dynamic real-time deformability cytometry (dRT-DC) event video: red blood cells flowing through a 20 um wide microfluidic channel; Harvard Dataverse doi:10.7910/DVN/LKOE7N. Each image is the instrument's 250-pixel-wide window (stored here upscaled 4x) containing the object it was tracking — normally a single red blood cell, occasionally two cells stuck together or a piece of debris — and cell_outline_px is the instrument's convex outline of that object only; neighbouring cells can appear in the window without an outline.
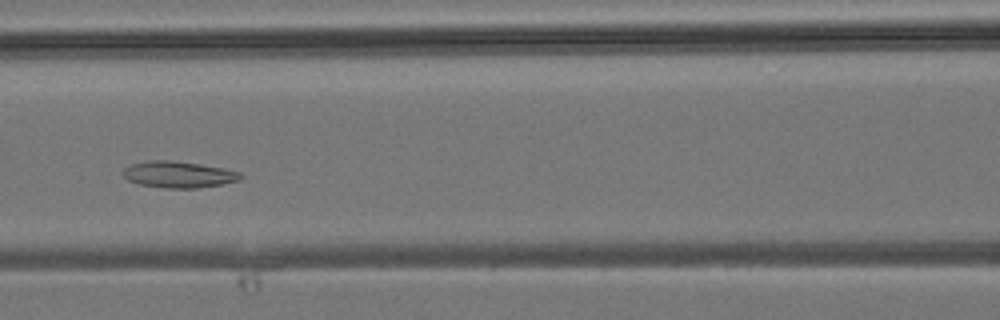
{"species": "common noctule bat (a hibernating species)", "species_latin": "Nyctalus noctula", "temperature_condition": "room temperature", "stored_images_in_passage": 31, "camera_frame_rate_fps": 3000, "um_per_image_px": 0.085, "animal": {"sex": "male", "body_mass_g": 19.2, "forearm_length_mm": 51.8}, "frame": {"image": 1, "passage_image": 7, "time_ms": 2.0, "image_size_px": [1000, 320], "cell_outline_px": [[244, 176], [240, 180], [200, 188], [164, 188], [140, 184], [128, 180], [120, 172], [124, 168], [132, 164], [148, 160], [172, 160], [224, 168], [240, 172]], "centroid_in_image_um": [15.17, 14.83], "position_along_channel_um": 151.4, "area_um2": 18.15}}
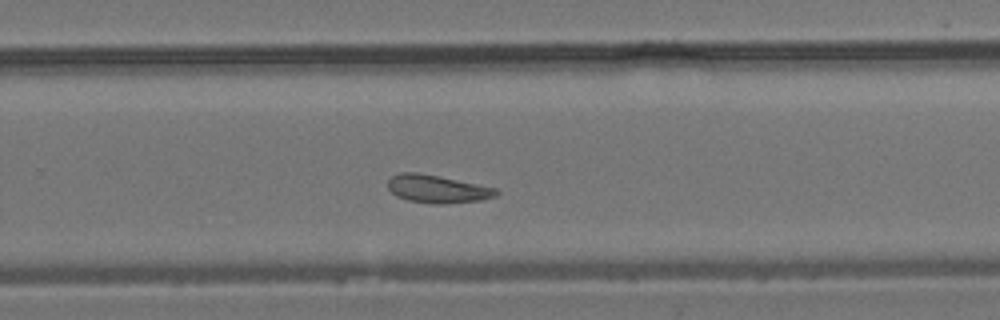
{"frame": {"image": 2, "passage_image": 16, "time_ms": 5.0, "image_size_px": [1000, 320], "cell_outline_px": [[500, 192], [496, 196], [480, 200], [440, 204], [432, 204], [408, 200], [396, 196], [388, 188], [388, 180], [392, 176], [400, 172], [416, 172], [440, 176], [496, 188]], "centroid_in_image_um": [37.16, 16.06], "position_along_channel_um": 292.6, "area_um2": 17.57}}
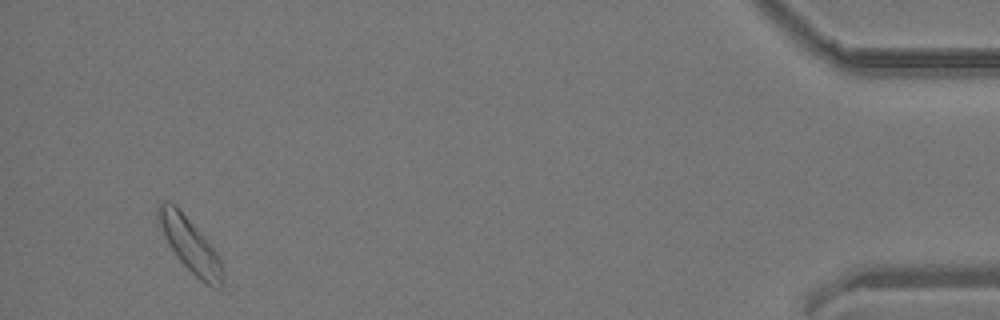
{"frame": {"image": 3, "passage_image": 29, "time_ms": 9.333, "image_size_px": [1000, 320], "cell_outline_px": [[224, 280], [220, 288], [212, 288], [200, 280], [180, 260], [172, 248], [156, 220], [156, 208], [164, 200], [168, 200], [176, 204], [180, 208], [204, 236], [216, 252], [220, 260]], "centroid_in_image_um": [16.14, 20.76], "position_along_channel_um": 419.1, "area_um2": 20.17}}